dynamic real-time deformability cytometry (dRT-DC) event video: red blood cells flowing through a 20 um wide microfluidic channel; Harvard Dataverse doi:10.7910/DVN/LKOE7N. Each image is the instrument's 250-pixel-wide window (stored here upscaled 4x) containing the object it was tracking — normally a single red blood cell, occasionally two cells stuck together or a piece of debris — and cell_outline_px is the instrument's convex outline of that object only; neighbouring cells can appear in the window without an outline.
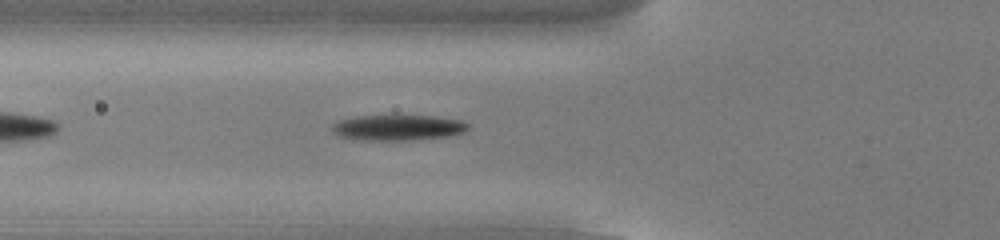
{"species": "common noctule bat (a hibernating species)", "species_latin": "Nyctalus noctula", "temperature_condition": "cold", "stored_images_in_passage": 36, "camera_frame_rate_fps": 3000, "um_per_image_px": 0.085, "animal": {"sex": "male", "body_mass_g": 13.0, "forearm_length_mm": 53.1}, "frame": {"image": 1, "passage_image": 6, "time_ms": 1.667, "image_size_px": [1000, 240], "cell_outline_px": [[468, 128], [464, 132], [448, 136], [412, 140], [352, 140], [336, 136], [332, 132], [332, 124], [340, 120], [360, 116], [436, 116], [460, 120], [468, 124]], "centroid_in_image_um": [33.77, 10.86], "position_along_channel_um": 92.0, "area_um2": 20.35}}
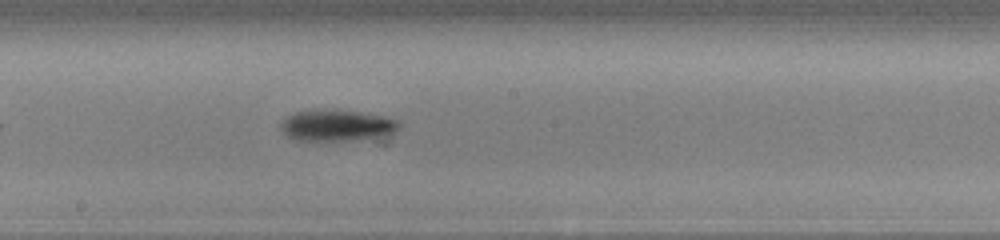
{"frame": {"image": 2, "passage_image": 16, "time_ms": 5.0, "image_size_px": [1000, 240], "cell_outline_px": [[400, 128], [392, 132], [352, 140], [292, 140], [280, 128], [280, 124], [288, 116], [296, 112], [356, 112], [384, 116], [400, 120]], "centroid_in_image_um": [28.62, 10.69], "position_along_channel_um": 219.6, "area_um2": 20.35}}
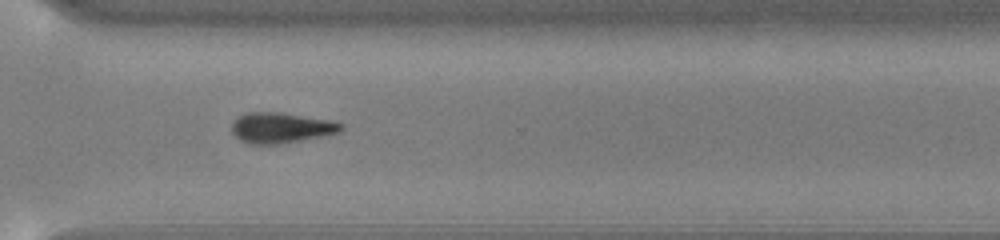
{"frame": {"image": 3, "passage_image": 26, "time_ms": 8.333, "image_size_px": [1000, 240], "cell_outline_px": [[344, 128], [340, 132], [280, 144], [248, 144], [240, 140], [232, 132], [232, 124], [244, 112], [280, 112], [328, 120], [344, 124]], "centroid_in_image_um": [23.87, 10.86], "position_along_channel_um": 346.7, "area_um2": 19.25}, "authors_computed_cell_mechanics": {"area_um2": 20.3456, "velocity_mm_per_s": 3.8224, "shape_relaxation_time_tau1_ms": 3.0181, "shape_relaxation_time_tau2_ms": null, "deformation_change_tau1": 0.1308, "deformation_change_tau2": null}}